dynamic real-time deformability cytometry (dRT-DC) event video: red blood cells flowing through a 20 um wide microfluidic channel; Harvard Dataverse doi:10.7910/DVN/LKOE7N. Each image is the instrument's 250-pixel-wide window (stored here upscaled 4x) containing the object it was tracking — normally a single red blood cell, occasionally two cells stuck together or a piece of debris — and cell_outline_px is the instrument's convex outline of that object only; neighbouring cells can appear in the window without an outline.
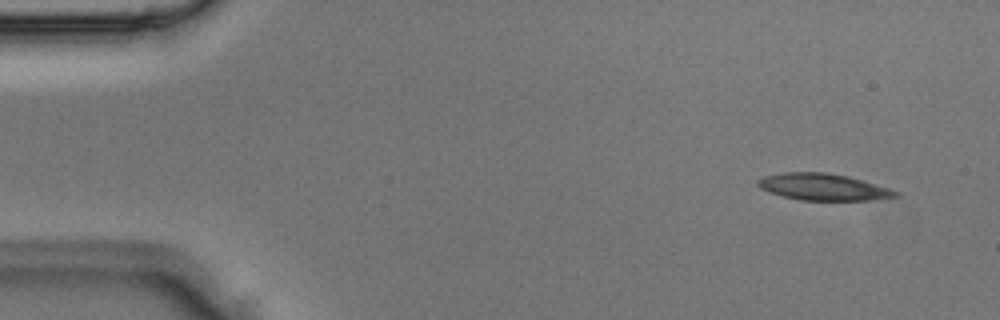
{"species": "Egyptian fruit bat (a non-hibernating species)", "species_latin": "Rousettus aegyptiacus", "temperature_condition": "room temperature", "stored_images_in_passage": 3, "camera_frame_rate_fps": 3000, "um_per_image_px": 0.085, "animal": {"sex": "male"}, "frame": {"image": 1, "passage_image": 1, "time_ms": 0.0, "image_size_px": [1000, 320], "cell_outline_px": [[900, 196], [868, 200], [800, 200], [768, 192], [760, 188], [756, 184], [756, 180], [764, 176], [784, 172], [824, 172], [848, 176], [888, 188], [900, 192]], "centroid_in_image_um": [69.94, 15.89], "position_along_channel_um": 15.1, "area_um2": 21.33}}
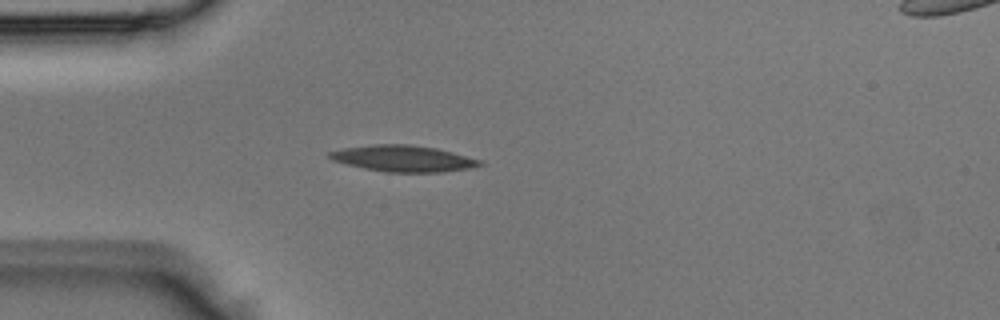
{"frame": {"image": 2, "passage_image": 3, "time_ms": 0.667, "image_size_px": [1000, 320], "cell_outline_px": [[484, 164], [472, 168], [444, 172], [384, 172], [364, 168], [332, 160], [328, 156], [328, 152], [344, 148], [372, 144], [408, 144], [436, 148], [452, 152], [480, 160]], "centroid_in_image_um": [34.28, 13.47], "position_along_channel_um": 50.7, "area_um2": 22.95}}